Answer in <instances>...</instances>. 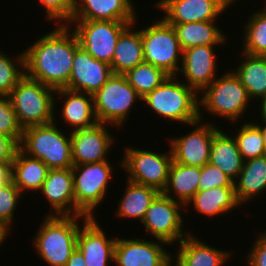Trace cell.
Returning a JSON list of instances; mask_svg holds the SVG:
<instances>
[{"label":"cell","instance_id":"obj_1","mask_svg":"<svg viewBox=\"0 0 266 266\" xmlns=\"http://www.w3.org/2000/svg\"><path fill=\"white\" fill-rule=\"evenodd\" d=\"M67 24H61L39 37L24 51L25 75L51 88H65L72 72L78 37Z\"/></svg>","mask_w":266,"mask_h":266},{"label":"cell","instance_id":"obj_2","mask_svg":"<svg viewBox=\"0 0 266 266\" xmlns=\"http://www.w3.org/2000/svg\"><path fill=\"white\" fill-rule=\"evenodd\" d=\"M89 218L76 215H45L34 236L33 246L37 255L49 266H65L77 248L79 220ZM78 221V222H77Z\"/></svg>","mask_w":266,"mask_h":266},{"label":"cell","instance_id":"obj_3","mask_svg":"<svg viewBox=\"0 0 266 266\" xmlns=\"http://www.w3.org/2000/svg\"><path fill=\"white\" fill-rule=\"evenodd\" d=\"M142 101L161 118L190 124L199 120V94L176 76L167 77Z\"/></svg>","mask_w":266,"mask_h":266},{"label":"cell","instance_id":"obj_4","mask_svg":"<svg viewBox=\"0 0 266 266\" xmlns=\"http://www.w3.org/2000/svg\"><path fill=\"white\" fill-rule=\"evenodd\" d=\"M55 121L23 129L19 149L44 162L49 169L72 168V144Z\"/></svg>","mask_w":266,"mask_h":266},{"label":"cell","instance_id":"obj_5","mask_svg":"<svg viewBox=\"0 0 266 266\" xmlns=\"http://www.w3.org/2000/svg\"><path fill=\"white\" fill-rule=\"evenodd\" d=\"M54 95V88L25 75L11 90L8 98L20 126L25 129L55 121L57 106Z\"/></svg>","mask_w":266,"mask_h":266},{"label":"cell","instance_id":"obj_6","mask_svg":"<svg viewBox=\"0 0 266 266\" xmlns=\"http://www.w3.org/2000/svg\"><path fill=\"white\" fill-rule=\"evenodd\" d=\"M199 96V109L208 114L225 118L232 124L247 112L251 99L246 88L233 70L217 77ZM219 115V116H218Z\"/></svg>","mask_w":266,"mask_h":266},{"label":"cell","instance_id":"obj_7","mask_svg":"<svg viewBox=\"0 0 266 266\" xmlns=\"http://www.w3.org/2000/svg\"><path fill=\"white\" fill-rule=\"evenodd\" d=\"M113 170L108 160L72 167L76 216L95 217V208L105 200Z\"/></svg>","mask_w":266,"mask_h":266},{"label":"cell","instance_id":"obj_8","mask_svg":"<svg viewBox=\"0 0 266 266\" xmlns=\"http://www.w3.org/2000/svg\"><path fill=\"white\" fill-rule=\"evenodd\" d=\"M140 31L144 62L162 69L169 76L178 77L183 51L173 26L162 18Z\"/></svg>","mask_w":266,"mask_h":266},{"label":"cell","instance_id":"obj_9","mask_svg":"<svg viewBox=\"0 0 266 266\" xmlns=\"http://www.w3.org/2000/svg\"><path fill=\"white\" fill-rule=\"evenodd\" d=\"M139 98V99H138ZM95 115L99 123L120 128L127 122L133 104L141 101L136 90L125 75L112 74L106 83L93 95ZM129 114V115H128Z\"/></svg>","mask_w":266,"mask_h":266},{"label":"cell","instance_id":"obj_10","mask_svg":"<svg viewBox=\"0 0 266 266\" xmlns=\"http://www.w3.org/2000/svg\"><path fill=\"white\" fill-rule=\"evenodd\" d=\"M124 149V157L118 164L128 173L127 180L162 192L167 185L173 162L171 149L166 153L133 148V146Z\"/></svg>","mask_w":266,"mask_h":266},{"label":"cell","instance_id":"obj_11","mask_svg":"<svg viewBox=\"0 0 266 266\" xmlns=\"http://www.w3.org/2000/svg\"><path fill=\"white\" fill-rule=\"evenodd\" d=\"M182 208L186 207L160 192L147 209L142 224L156 240L169 246L177 241L180 243L190 234L183 230L185 220L184 216L182 217L183 213L180 212Z\"/></svg>","mask_w":266,"mask_h":266},{"label":"cell","instance_id":"obj_12","mask_svg":"<svg viewBox=\"0 0 266 266\" xmlns=\"http://www.w3.org/2000/svg\"><path fill=\"white\" fill-rule=\"evenodd\" d=\"M134 22L71 20L80 46L95 59L111 65L120 34ZM71 24H74L73 26Z\"/></svg>","mask_w":266,"mask_h":266},{"label":"cell","instance_id":"obj_13","mask_svg":"<svg viewBox=\"0 0 266 266\" xmlns=\"http://www.w3.org/2000/svg\"><path fill=\"white\" fill-rule=\"evenodd\" d=\"M202 111V108L199 109L200 119L190 124L192 132L168 140L174 162L193 167H203L209 163L213 137L220 128L214 122L205 123Z\"/></svg>","mask_w":266,"mask_h":266},{"label":"cell","instance_id":"obj_14","mask_svg":"<svg viewBox=\"0 0 266 266\" xmlns=\"http://www.w3.org/2000/svg\"><path fill=\"white\" fill-rule=\"evenodd\" d=\"M162 241L116 239L114 262L117 266H171L172 254Z\"/></svg>","mask_w":266,"mask_h":266},{"label":"cell","instance_id":"obj_15","mask_svg":"<svg viewBox=\"0 0 266 266\" xmlns=\"http://www.w3.org/2000/svg\"><path fill=\"white\" fill-rule=\"evenodd\" d=\"M109 124L97 123L90 128L69 132L72 144L73 165L107 161L111 146H115L114 136L109 132ZM112 135V136H111Z\"/></svg>","mask_w":266,"mask_h":266},{"label":"cell","instance_id":"obj_16","mask_svg":"<svg viewBox=\"0 0 266 266\" xmlns=\"http://www.w3.org/2000/svg\"><path fill=\"white\" fill-rule=\"evenodd\" d=\"M218 45H203L183 51L182 65L179 73L183 74L186 84L198 94L208 87L218 73L215 48ZM217 72V73H216ZM200 92V93H199Z\"/></svg>","mask_w":266,"mask_h":266},{"label":"cell","instance_id":"obj_17","mask_svg":"<svg viewBox=\"0 0 266 266\" xmlns=\"http://www.w3.org/2000/svg\"><path fill=\"white\" fill-rule=\"evenodd\" d=\"M154 4L163 10V19L168 24L216 21L227 10L220 0H160Z\"/></svg>","mask_w":266,"mask_h":266},{"label":"cell","instance_id":"obj_18","mask_svg":"<svg viewBox=\"0 0 266 266\" xmlns=\"http://www.w3.org/2000/svg\"><path fill=\"white\" fill-rule=\"evenodd\" d=\"M112 74L109 64L95 59L80 46L75 51L72 72L65 88L93 96Z\"/></svg>","mask_w":266,"mask_h":266},{"label":"cell","instance_id":"obj_19","mask_svg":"<svg viewBox=\"0 0 266 266\" xmlns=\"http://www.w3.org/2000/svg\"><path fill=\"white\" fill-rule=\"evenodd\" d=\"M95 218L83 219L77 236V248L84 255L86 266H108L110 261H114L117 238L108 239Z\"/></svg>","mask_w":266,"mask_h":266},{"label":"cell","instance_id":"obj_20","mask_svg":"<svg viewBox=\"0 0 266 266\" xmlns=\"http://www.w3.org/2000/svg\"><path fill=\"white\" fill-rule=\"evenodd\" d=\"M40 191L54 210L46 215H76L72 168L49 169Z\"/></svg>","mask_w":266,"mask_h":266},{"label":"cell","instance_id":"obj_21","mask_svg":"<svg viewBox=\"0 0 266 266\" xmlns=\"http://www.w3.org/2000/svg\"><path fill=\"white\" fill-rule=\"evenodd\" d=\"M132 0H75L71 20L137 22Z\"/></svg>","mask_w":266,"mask_h":266},{"label":"cell","instance_id":"obj_22","mask_svg":"<svg viewBox=\"0 0 266 266\" xmlns=\"http://www.w3.org/2000/svg\"><path fill=\"white\" fill-rule=\"evenodd\" d=\"M191 233L177 243L178 252L175 257L172 256L171 266H225L232 257L231 251L211 247Z\"/></svg>","mask_w":266,"mask_h":266},{"label":"cell","instance_id":"obj_23","mask_svg":"<svg viewBox=\"0 0 266 266\" xmlns=\"http://www.w3.org/2000/svg\"><path fill=\"white\" fill-rule=\"evenodd\" d=\"M55 103L57 96L63 99L64 103L60 113L64 123L72 127V131L84 128H90L98 123L94 110V99L80 91H73L67 88L55 90ZM66 98V99H65Z\"/></svg>","mask_w":266,"mask_h":266},{"label":"cell","instance_id":"obj_24","mask_svg":"<svg viewBox=\"0 0 266 266\" xmlns=\"http://www.w3.org/2000/svg\"><path fill=\"white\" fill-rule=\"evenodd\" d=\"M136 23L130 24L119 36L111 62L113 74L124 75L144 62L141 31L134 30Z\"/></svg>","mask_w":266,"mask_h":266},{"label":"cell","instance_id":"obj_25","mask_svg":"<svg viewBox=\"0 0 266 266\" xmlns=\"http://www.w3.org/2000/svg\"><path fill=\"white\" fill-rule=\"evenodd\" d=\"M234 190L237 201L243 206L266 191V155L244 161L234 181Z\"/></svg>","mask_w":266,"mask_h":266},{"label":"cell","instance_id":"obj_26","mask_svg":"<svg viewBox=\"0 0 266 266\" xmlns=\"http://www.w3.org/2000/svg\"><path fill=\"white\" fill-rule=\"evenodd\" d=\"M190 204L194 207L192 210L209 217H217L226 213L229 215L231 211L241 206L236 199L234 186L213 187L197 191L185 207H190Z\"/></svg>","mask_w":266,"mask_h":266},{"label":"cell","instance_id":"obj_27","mask_svg":"<svg viewBox=\"0 0 266 266\" xmlns=\"http://www.w3.org/2000/svg\"><path fill=\"white\" fill-rule=\"evenodd\" d=\"M209 163L222 170L235 181L243 168L244 160L233 136L219 129L213 137Z\"/></svg>","mask_w":266,"mask_h":266},{"label":"cell","instance_id":"obj_28","mask_svg":"<svg viewBox=\"0 0 266 266\" xmlns=\"http://www.w3.org/2000/svg\"><path fill=\"white\" fill-rule=\"evenodd\" d=\"M48 166L39 159L17 150L12 163V181L18 190L40 192L48 173Z\"/></svg>","mask_w":266,"mask_h":266},{"label":"cell","instance_id":"obj_29","mask_svg":"<svg viewBox=\"0 0 266 266\" xmlns=\"http://www.w3.org/2000/svg\"><path fill=\"white\" fill-rule=\"evenodd\" d=\"M201 167L187 166L172 162L168 181L162 193L186 206L198 191ZM172 192L175 197L170 194Z\"/></svg>","mask_w":266,"mask_h":266},{"label":"cell","instance_id":"obj_30","mask_svg":"<svg viewBox=\"0 0 266 266\" xmlns=\"http://www.w3.org/2000/svg\"><path fill=\"white\" fill-rule=\"evenodd\" d=\"M173 26L182 51L203 45H224L227 40L223 31L216 26V21H200Z\"/></svg>","mask_w":266,"mask_h":266},{"label":"cell","instance_id":"obj_31","mask_svg":"<svg viewBox=\"0 0 266 266\" xmlns=\"http://www.w3.org/2000/svg\"><path fill=\"white\" fill-rule=\"evenodd\" d=\"M240 52L244 59L233 72L246 88L250 99L261 100L266 95V56Z\"/></svg>","mask_w":266,"mask_h":266},{"label":"cell","instance_id":"obj_32","mask_svg":"<svg viewBox=\"0 0 266 266\" xmlns=\"http://www.w3.org/2000/svg\"><path fill=\"white\" fill-rule=\"evenodd\" d=\"M126 182V189L123 191V197L119 201L115 214L119 218H128V220L136 218L142 222L147 209L160 192L153 187L137 184L129 180Z\"/></svg>","mask_w":266,"mask_h":266},{"label":"cell","instance_id":"obj_33","mask_svg":"<svg viewBox=\"0 0 266 266\" xmlns=\"http://www.w3.org/2000/svg\"><path fill=\"white\" fill-rule=\"evenodd\" d=\"M252 12L244 26L242 52L266 56V6Z\"/></svg>","mask_w":266,"mask_h":266},{"label":"cell","instance_id":"obj_34","mask_svg":"<svg viewBox=\"0 0 266 266\" xmlns=\"http://www.w3.org/2000/svg\"><path fill=\"white\" fill-rule=\"evenodd\" d=\"M124 75L141 99L169 77L162 69L147 62L138 64Z\"/></svg>","mask_w":266,"mask_h":266},{"label":"cell","instance_id":"obj_35","mask_svg":"<svg viewBox=\"0 0 266 266\" xmlns=\"http://www.w3.org/2000/svg\"><path fill=\"white\" fill-rule=\"evenodd\" d=\"M233 137L244 161L266 155L263 137L255 122H244Z\"/></svg>","mask_w":266,"mask_h":266},{"label":"cell","instance_id":"obj_36","mask_svg":"<svg viewBox=\"0 0 266 266\" xmlns=\"http://www.w3.org/2000/svg\"><path fill=\"white\" fill-rule=\"evenodd\" d=\"M0 50V96H8L25 76L24 51L17 54L15 61Z\"/></svg>","mask_w":266,"mask_h":266},{"label":"cell","instance_id":"obj_37","mask_svg":"<svg viewBox=\"0 0 266 266\" xmlns=\"http://www.w3.org/2000/svg\"><path fill=\"white\" fill-rule=\"evenodd\" d=\"M13 181L0 186V222L9 230L15 218L18 201L23 197Z\"/></svg>","mask_w":266,"mask_h":266},{"label":"cell","instance_id":"obj_38","mask_svg":"<svg viewBox=\"0 0 266 266\" xmlns=\"http://www.w3.org/2000/svg\"><path fill=\"white\" fill-rule=\"evenodd\" d=\"M0 133L10 136L18 144L23 133L8 96H0Z\"/></svg>","mask_w":266,"mask_h":266},{"label":"cell","instance_id":"obj_39","mask_svg":"<svg viewBox=\"0 0 266 266\" xmlns=\"http://www.w3.org/2000/svg\"><path fill=\"white\" fill-rule=\"evenodd\" d=\"M39 4L46 10L45 18L47 21H62V24H68L75 11V0H38ZM64 22V23H63ZM67 22V23H66Z\"/></svg>","mask_w":266,"mask_h":266},{"label":"cell","instance_id":"obj_40","mask_svg":"<svg viewBox=\"0 0 266 266\" xmlns=\"http://www.w3.org/2000/svg\"><path fill=\"white\" fill-rule=\"evenodd\" d=\"M223 186H234V181L222 170L210 163L201 167V177L199 178L198 191Z\"/></svg>","mask_w":266,"mask_h":266},{"label":"cell","instance_id":"obj_41","mask_svg":"<svg viewBox=\"0 0 266 266\" xmlns=\"http://www.w3.org/2000/svg\"><path fill=\"white\" fill-rule=\"evenodd\" d=\"M256 239L245 260L249 266H266V230L260 233Z\"/></svg>","mask_w":266,"mask_h":266},{"label":"cell","instance_id":"obj_42","mask_svg":"<svg viewBox=\"0 0 266 266\" xmlns=\"http://www.w3.org/2000/svg\"><path fill=\"white\" fill-rule=\"evenodd\" d=\"M19 144L10 136L0 133V162L13 163Z\"/></svg>","mask_w":266,"mask_h":266},{"label":"cell","instance_id":"obj_43","mask_svg":"<svg viewBox=\"0 0 266 266\" xmlns=\"http://www.w3.org/2000/svg\"><path fill=\"white\" fill-rule=\"evenodd\" d=\"M12 181V163L0 162V186Z\"/></svg>","mask_w":266,"mask_h":266},{"label":"cell","instance_id":"obj_44","mask_svg":"<svg viewBox=\"0 0 266 266\" xmlns=\"http://www.w3.org/2000/svg\"><path fill=\"white\" fill-rule=\"evenodd\" d=\"M65 266H86L84 255L78 248L70 255Z\"/></svg>","mask_w":266,"mask_h":266},{"label":"cell","instance_id":"obj_45","mask_svg":"<svg viewBox=\"0 0 266 266\" xmlns=\"http://www.w3.org/2000/svg\"><path fill=\"white\" fill-rule=\"evenodd\" d=\"M261 104H259L260 107V120L266 122V95L261 99ZM262 118V119H261Z\"/></svg>","mask_w":266,"mask_h":266},{"label":"cell","instance_id":"obj_46","mask_svg":"<svg viewBox=\"0 0 266 266\" xmlns=\"http://www.w3.org/2000/svg\"><path fill=\"white\" fill-rule=\"evenodd\" d=\"M10 230L2 223L0 222V245L5 241L8 235H10Z\"/></svg>","mask_w":266,"mask_h":266},{"label":"cell","instance_id":"obj_47","mask_svg":"<svg viewBox=\"0 0 266 266\" xmlns=\"http://www.w3.org/2000/svg\"><path fill=\"white\" fill-rule=\"evenodd\" d=\"M256 125L260 128V131H261V134H262V137H263V144H264V148H265V151H266V122L265 121H261L262 124H258L257 120L255 121Z\"/></svg>","mask_w":266,"mask_h":266},{"label":"cell","instance_id":"obj_48","mask_svg":"<svg viewBox=\"0 0 266 266\" xmlns=\"http://www.w3.org/2000/svg\"><path fill=\"white\" fill-rule=\"evenodd\" d=\"M236 1L238 0H220L221 4L229 10V6L235 5L234 3H236Z\"/></svg>","mask_w":266,"mask_h":266}]
</instances>
